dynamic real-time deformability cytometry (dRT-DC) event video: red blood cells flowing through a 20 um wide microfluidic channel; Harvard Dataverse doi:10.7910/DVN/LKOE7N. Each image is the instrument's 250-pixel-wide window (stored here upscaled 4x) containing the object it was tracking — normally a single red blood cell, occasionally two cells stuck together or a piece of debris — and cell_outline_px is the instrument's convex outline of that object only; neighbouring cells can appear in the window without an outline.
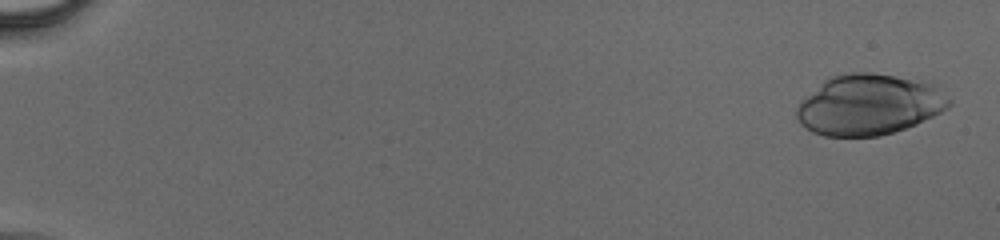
{"species": "human", "species_latin": "Homo sapiens", "temperature_condition": "cold", "stored_images_in_passage": 56, "camera_frame_rate_fps": 3000, "um_per_image_px": 0.085, "donor": {"sex": "male"}, "frame": {"image": 1, "passage_image": 2, "time_ms": 0.333, "image_size_px": [1000, 240], "cell_outline_px": [[952, 104], [948, 108], [916, 124], [880, 136], [824, 136], [812, 132], [800, 124], [796, 116], [796, 108], [800, 100], [828, 76], [844, 72], [872, 72], [932, 80], [952, 100]], "centroid_in_image_um": [73.89, 8.86], "position_along_channel_um": 11.1, "area_um2": 55.03}}
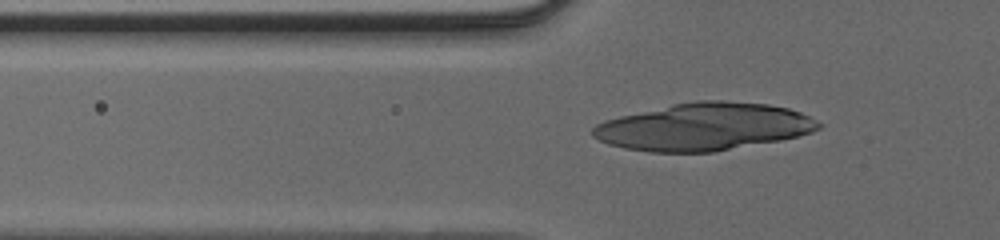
{"frame": {"image": 2, "passage_image": 21, "time_ms": 6.667, "image_size_px": [1000, 240], "cell_outline_px": [[820, 128], [812, 132], [780, 140], [712, 152], [648, 152], [624, 148], [608, 144], [592, 136], [592, 128], [596, 124], [604, 120], [620, 116], [672, 104], [696, 100], [724, 100], [768, 104], [788, 108], [800, 112], [816, 120], [820, 124]], "centroid_in_image_um": [59.8, 10.77], "position_along_channel_um": 66.0, "area_um2": 62.25}}